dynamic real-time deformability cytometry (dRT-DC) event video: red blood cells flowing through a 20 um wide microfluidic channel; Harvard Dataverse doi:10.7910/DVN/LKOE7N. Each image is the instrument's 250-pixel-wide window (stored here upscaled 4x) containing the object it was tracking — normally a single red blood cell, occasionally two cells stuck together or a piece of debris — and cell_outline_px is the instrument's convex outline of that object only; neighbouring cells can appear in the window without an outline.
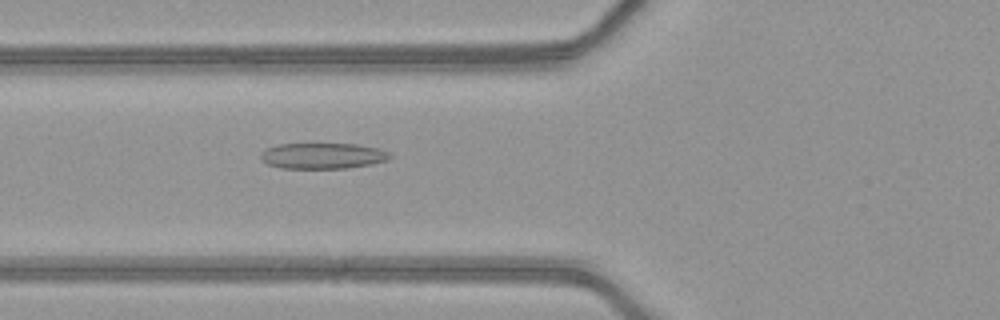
{"species": "common noctule bat (a hibernating species)", "species_latin": "Nyctalus noctula", "temperature_condition": "warm", "stored_images_in_passage": 51, "camera_frame_rate_fps": 3000, "um_per_image_px": 0.085, "animal": {"sex": "female", "body_mass_g": 21.9}, "frame": {"image": 1, "passage_image": 21, "time_ms": 6.667, "image_size_px": [1000, 320], "cell_outline_px": [[392, 156], [388, 160], [372, 164], [344, 168], [280, 168], [268, 164], [260, 160], [260, 152], [276, 144], [356, 144], [376, 148], [392, 152]], "centroid_in_image_um": [27.42, 13.24], "position_along_channel_um": 98.4, "area_um2": 19.54}}
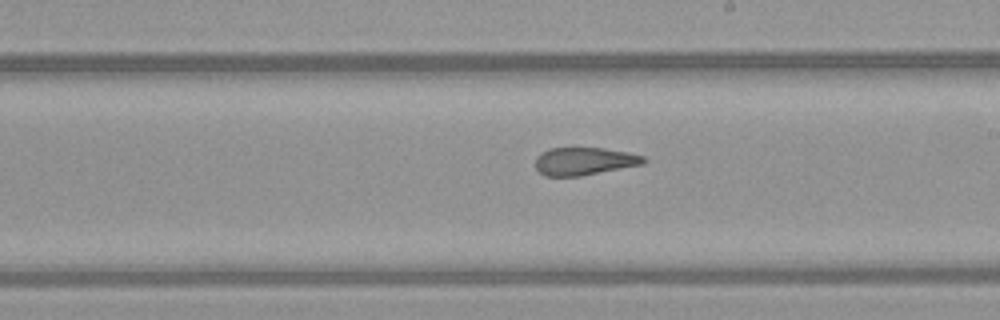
{"frame": {"image": 2, "passage_image": 31, "time_ms": 10.0, "image_size_px": [1000, 320], "cell_outline_px": [[648, 160], [644, 164], [580, 176], [544, 176], [536, 168], [536, 156], [540, 152], [548, 148], [604, 148], [628, 152], [644, 156]], "centroid_in_image_um": [49.66, 13.7], "position_along_channel_um": 239.3, "area_um2": 17.63}}
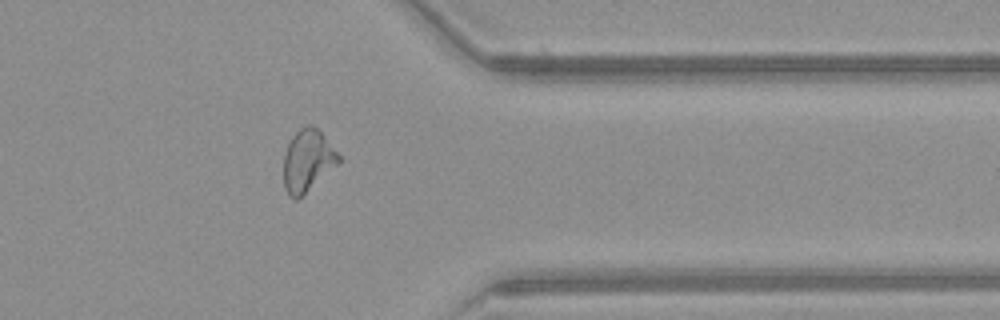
{"frame": {"image": 3, "passage_image": 42, "time_ms": 13.667, "image_size_px": [1000, 320], "cell_outline_px": [[340, 160], [336, 164], [296, 200], [288, 196], [284, 188], [284, 152], [292, 136], [300, 128], [308, 124], [312, 124], [320, 132], [340, 156]], "centroid_in_image_um": [26.09, 13.63], "position_along_channel_um": 385.3, "area_um2": 19.25}, "authors_computed_cell_mechanics": {"area_um2": 21.675, "velocity_mm_per_s": 4.2016, "shape_relaxation_time_tau1_ms": null, "shape_relaxation_time_tau2_ms": 1.1966, "deformation_change_tau1": null, "deformation_change_tau2": 0.0922}}